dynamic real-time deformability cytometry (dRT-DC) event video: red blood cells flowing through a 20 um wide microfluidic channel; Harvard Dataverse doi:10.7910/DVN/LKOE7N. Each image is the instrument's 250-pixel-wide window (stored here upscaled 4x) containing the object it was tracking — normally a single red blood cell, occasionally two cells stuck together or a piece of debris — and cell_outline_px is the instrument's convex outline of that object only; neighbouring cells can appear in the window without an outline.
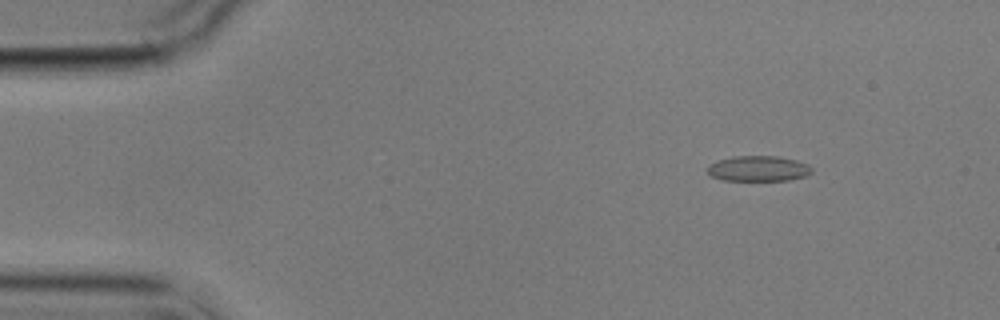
{"species": "common noctule bat (a hibernating species)", "species_latin": "Nyctalus noctula", "temperature_condition": "cold", "stored_images_in_passage": 8, "camera_frame_rate_fps": 3000, "um_per_image_px": 0.085, "animal": {"sex": "male", "body_mass_g": 17.9}, "frame": {"image": 1, "passage_image": 2, "time_ms": 1.333, "image_size_px": [1000, 320], "cell_outline_px": [[812, 172], [804, 176], [788, 180], [724, 180], [712, 176], [708, 172], [708, 164], [716, 160], [732, 156], [776, 156], [796, 160], [808, 164], [812, 168]], "centroid_in_image_um": [64.44, 14.31], "position_along_channel_um": 20.6, "area_um2": 15.43}}
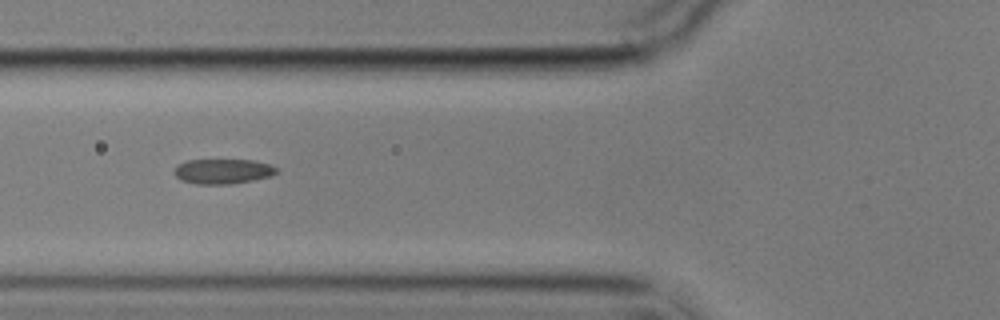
{"frame": {"image": 2, "passage_image": 6, "time_ms": 6.0, "image_size_px": [1000, 320], "cell_outline_px": [[276, 172], [272, 176], [232, 184], [196, 184], [180, 180], [172, 172], [180, 164], [188, 160], [252, 160], [268, 164], [276, 168]], "centroid_in_image_um": [18.92, 14.57], "position_along_channel_um": 106.9, "area_um2": 14.74}}
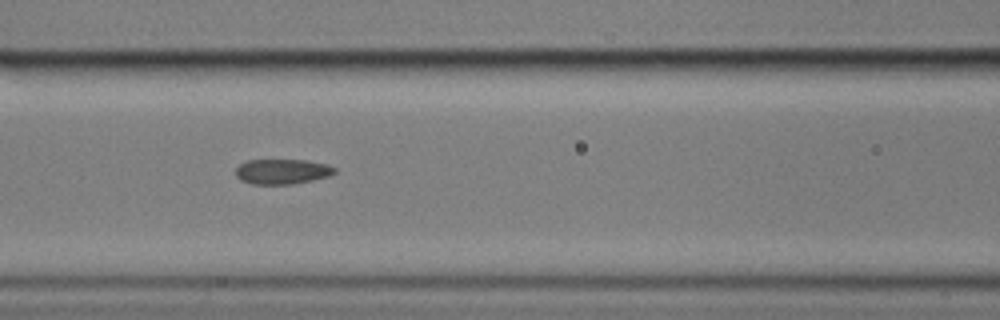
{"frame": {"image": 3, "passage_image": 7, "time_ms": 7.0, "image_size_px": [1000, 320], "cell_outline_px": [[336, 172], [328, 176], [312, 180], [292, 184], [252, 184], [240, 180], [236, 176], [236, 168], [240, 164], [248, 160], [304, 160], [328, 164], [336, 168]], "centroid_in_image_um": [23.98, 14.58], "position_along_channel_um": 142.6, "area_um2": 14.45}}